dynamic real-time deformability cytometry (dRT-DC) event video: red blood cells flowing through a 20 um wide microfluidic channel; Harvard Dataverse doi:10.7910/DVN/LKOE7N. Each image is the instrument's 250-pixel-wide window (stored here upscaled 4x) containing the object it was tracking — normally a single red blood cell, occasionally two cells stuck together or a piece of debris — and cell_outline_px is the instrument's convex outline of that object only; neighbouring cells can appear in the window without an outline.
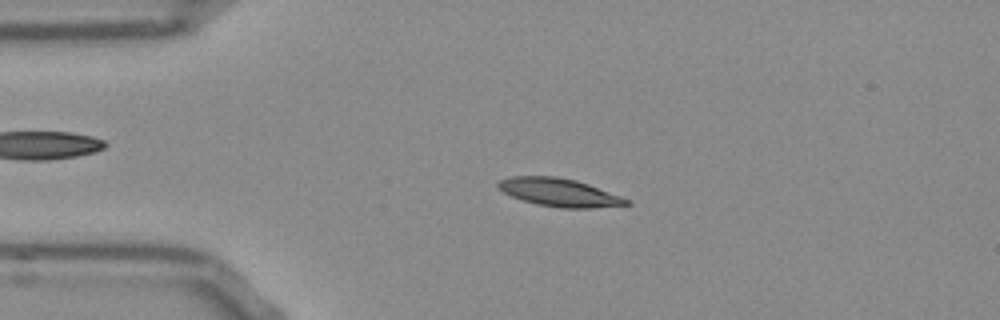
{"species": "Egyptian fruit bat (a non-hibernating species)", "species_latin": "Rousettus aegyptiacus", "temperature_condition": "room temperature", "stored_images_in_passage": 45, "camera_frame_rate_fps": 3000, "um_per_image_px": 0.085, "frame": {"image": 1, "passage_image": 4, "time_ms": 1.0, "image_size_px": [1000, 320], "cell_outline_px": [[632, 204], [592, 208], [560, 208], [536, 204], [512, 196], [504, 192], [496, 184], [500, 180], [508, 176], [556, 176], [576, 180], [588, 184], [620, 196], [628, 200]], "centroid_in_image_um": [47.52, 16.35], "position_along_channel_um": 37.5, "area_um2": 20.81}}
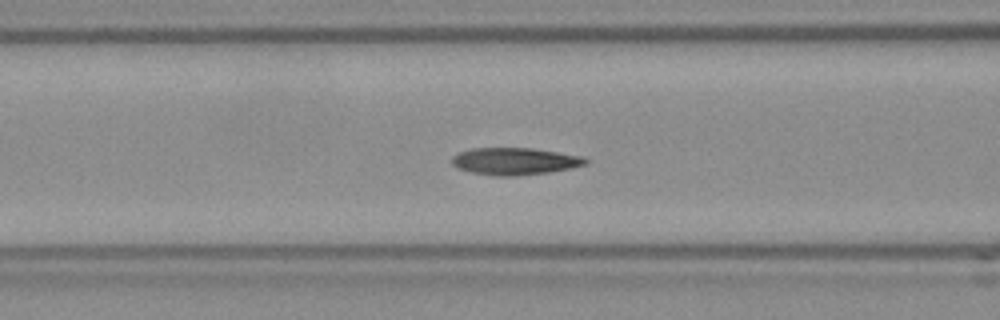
{"frame": {"image": 2, "passage_image": 13, "time_ms": 4.0, "image_size_px": [1000, 320], "cell_outline_px": [[588, 164], [572, 168], [548, 172], [516, 176], [496, 176], [472, 172], [460, 168], [452, 164], [452, 156], [460, 152], [472, 148], [532, 148], [584, 156], [588, 160]], "centroid_in_image_um": [43.8, 13.7], "position_along_channel_um": 122.8, "area_um2": 21.1}}
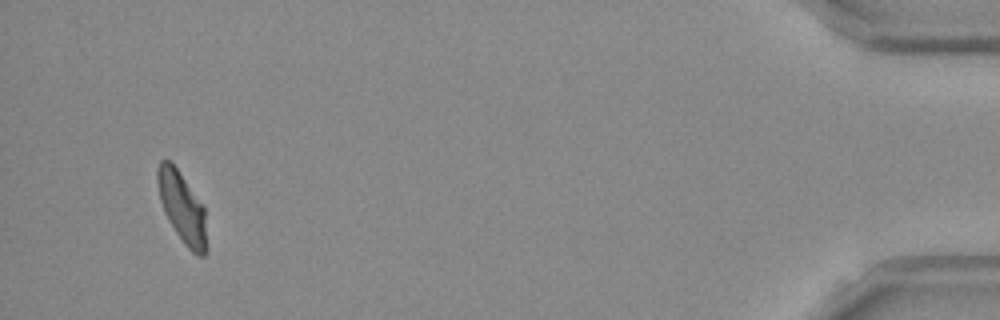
{"frame": {"image": 3, "passage_image": 43, "time_ms": 14.0, "image_size_px": [1000, 320], "cell_outline_px": [[208, 248], [204, 256], [196, 256], [184, 244], [168, 220], [164, 212], [160, 200], [156, 180], [156, 172], [160, 160], [168, 160], [176, 168], [204, 208], [208, 244]], "centroid_in_image_um": [15.49, 17.7], "position_along_channel_um": 419.7, "area_um2": 20.17}, "authors_computed_cell_mechanics": {"area_um2": 20.5768, "velocity_mm_per_s": 3.791, "shape_relaxation_time_tau1_ms": 3.4789, "shape_relaxation_time_tau2_ms": 1.747, "deformation_change_tau1": 0.1493, "deformation_change_tau2": 0.0837}}